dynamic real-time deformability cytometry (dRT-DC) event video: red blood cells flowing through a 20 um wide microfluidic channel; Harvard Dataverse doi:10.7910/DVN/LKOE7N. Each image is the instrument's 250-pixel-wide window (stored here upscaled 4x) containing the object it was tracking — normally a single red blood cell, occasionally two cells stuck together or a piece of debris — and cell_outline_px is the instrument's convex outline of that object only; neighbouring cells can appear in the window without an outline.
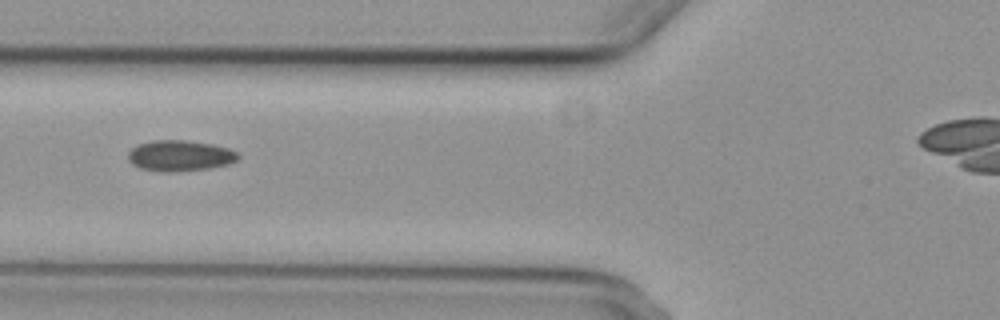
{"species": "common noctule bat (a hibernating species)", "species_latin": "Nyctalus noctula", "temperature_condition": "cold", "stored_images_in_passage": 5, "camera_frame_rate_fps": 3000, "um_per_image_px": 0.085, "animal": {"sex": "female", "body_mass_g": 29.2, "forearm_length_mm": 56.3}, "frame": {"image": 1, "passage_image": 3, "time_ms": 2.333, "image_size_px": [1000, 320], "cell_outline_px": [[240, 156], [236, 160], [228, 164], [208, 168], [172, 172], [164, 172], [140, 168], [132, 164], [128, 160], [128, 152], [136, 144], [152, 140], [184, 140], [212, 144], [228, 148], [236, 152]], "centroid_in_image_um": [15.25, 13.23], "position_along_channel_um": 110.5, "area_um2": 19.77}}
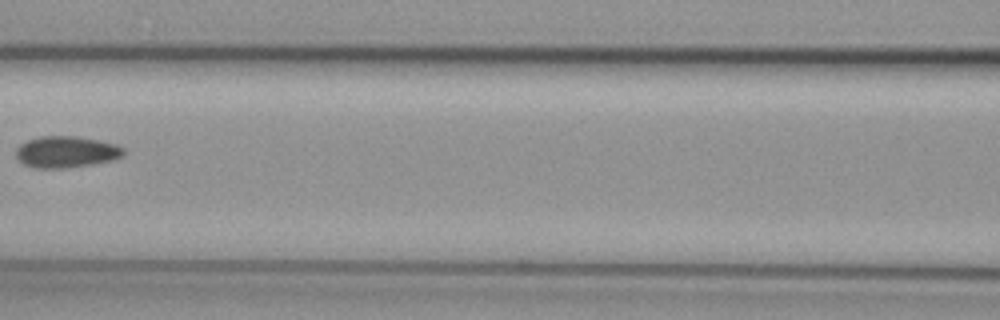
{"frame": {"image": 2, "passage_image": 4, "time_ms": 3.667, "image_size_px": [1000, 320], "cell_outline_px": [[124, 156], [112, 160], [92, 164], [68, 168], [32, 168], [24, 164], [16, 156], [16, 148], [20, 144], [28, 140], [40, 136], [76, 136], [116, 144], [124, 148]], "centroid_in_image_um": [5.62, 12.92], "position_along_channel_um": 161.0, "area_um2": 19.77}}
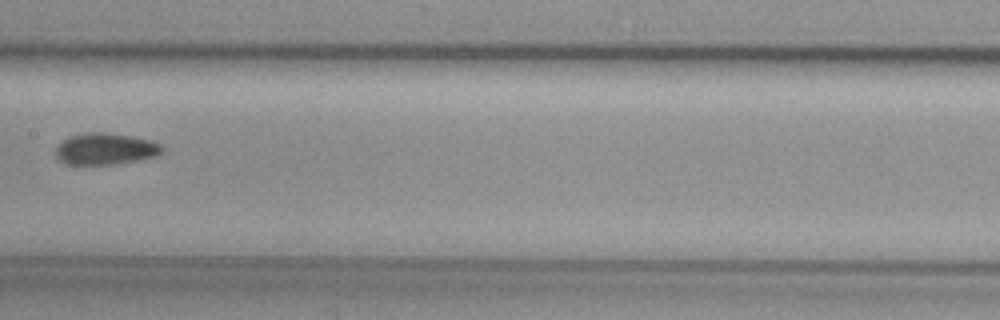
{"frame": {"image": 3, "passage_image": 5, "time_ms": 4.667, "image_size_px": [1000, 320], "cell_outline_px": [[164, 148], [156, 156], [116, 164], [68, 164], [56, 160], [56, 148], [68, 136], [84, 132], [104, 132], [128, 136], [148, 140], [160, 144]], "centroid_in_image_um": [8.91, 12.65], "position_along_channel_um": 198.5, "area_um2": 19.36}}